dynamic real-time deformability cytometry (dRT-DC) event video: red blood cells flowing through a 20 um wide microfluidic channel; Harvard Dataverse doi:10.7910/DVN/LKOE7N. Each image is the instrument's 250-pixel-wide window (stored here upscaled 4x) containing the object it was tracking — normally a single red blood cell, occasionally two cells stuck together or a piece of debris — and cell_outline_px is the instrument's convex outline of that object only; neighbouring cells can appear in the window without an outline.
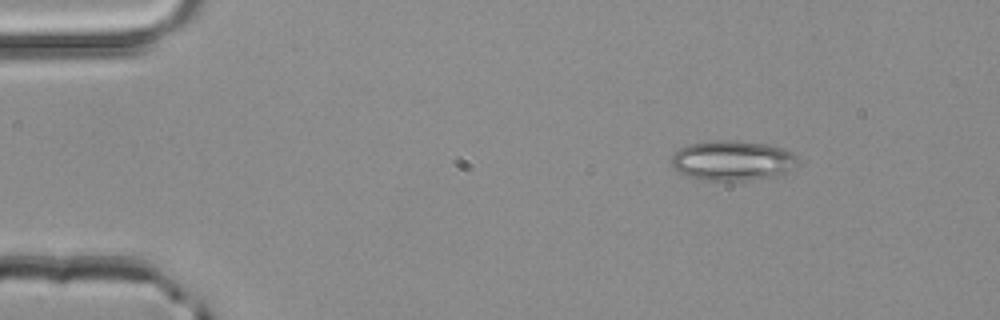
{"species": "common noctule bat (a hibernating species)", "species_latin": "Nyctalus noctula", "temperature_condition": "room temperature", "stored_images_in_passage": 3, "camera_frame_rate_fps": 3000, "um_per_image_px": 0.085, "animal": {"sex": "male", "body_mass_g": 20.4}, "frame": {"image": 1, "passage_image": 1, "time_ms": 0.0, "image_size_px": [1000, 320], "cell_outline_px": [[796, 164], [780, 176], [752, 180], [708, 180], [688, 176], [680, 172], [672, 164], [672, 156], [680, 148], [692, 144], [712, 140], [732, 140], [768, 144], [784, 148], [796, 156]], "centroid_in_image_um": [62.29, 13.64], "position_along_channel_um": 22.7, "area_um2": 29.19}}
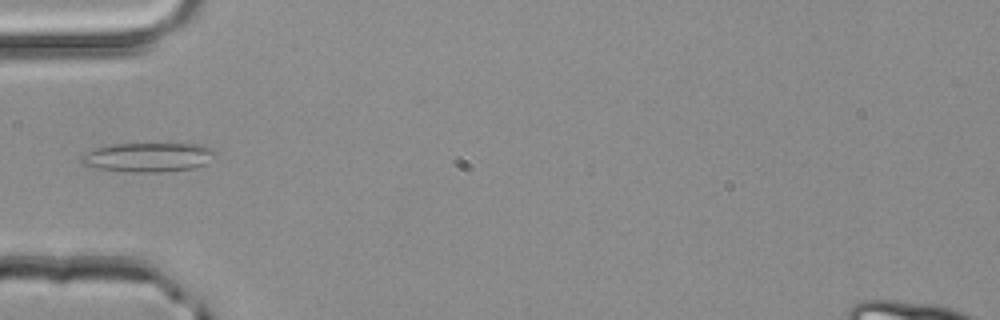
{"frame": {"image": 2, "passage_image": 3, "time_ms": 0.667, "image_size_px": [1000, 320], "cell_outline_px": [[220, 152], [216, 156], [204, 164], [192, 168], [160, 172], [132, 172], [96, 168], [80, 164], [80, 156], [96, 148], [112, 144], [204, 144]], "centroid_in_image_um": [12.63, 13.36], "position_along_channel_um": 72.4, "area_um2": 22.95}}